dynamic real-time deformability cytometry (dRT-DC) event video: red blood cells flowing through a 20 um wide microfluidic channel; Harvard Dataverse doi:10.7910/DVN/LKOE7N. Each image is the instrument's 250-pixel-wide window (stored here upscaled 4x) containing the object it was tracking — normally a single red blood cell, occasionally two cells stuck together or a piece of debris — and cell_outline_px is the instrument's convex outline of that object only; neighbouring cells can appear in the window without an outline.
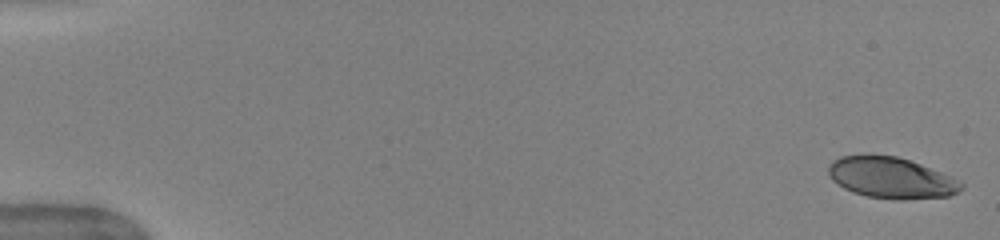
{"species": "human", "species_latin": "Homo sapiens", "temperature_condition": "warm", "stored_images_in_passage": 51, "camera_frame_rate_fps": 3000, "um_per_image_px": 0.085, "donor": {"sex": "female"}, "frame": {"image": 1, "passage_image": 1, "time_ms": 0.0, "image_size_px": [1000, 240], "cell_outline_px": [[964, 188], [948, 196], [904, 200], [896, 200], [868, 196], [852, 192], [844, 188], [832, 180], [828, 172], [828, 164], [832, 160], [840, 156], [896, 156], [920, 164], [952, 176], [964, 184]], "centroid_in_image_um": [75.75, 15.13], "position_along_channel_um": 9.2, "area_um2": 31.62}}
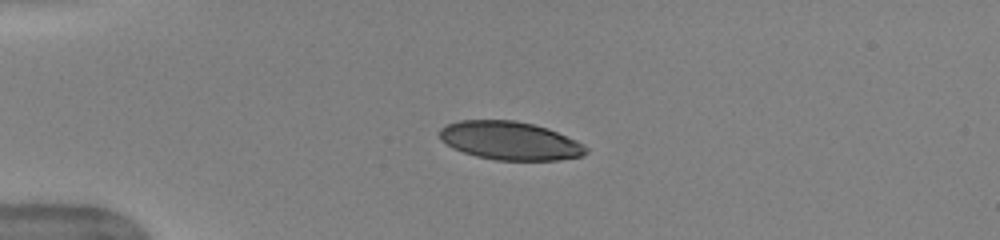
{"frame": {"image": 2, "passage_image": 13, "time_ms": 4.0, "image_size_px": [1000, 240], "cell_outline_px": [[588, 152], [580, 156], [560, 160], [496, 160], [476, 156], [452, 148], [440, 140], [440, 128], [448, 124], [460, 120], [516, 120], [548, 128], [576, 140], [588, 148]], "centroid_in_image_um": [43.34, 11.96], "position_along_channel_um": 41.7, "area_um2": 32.71}}
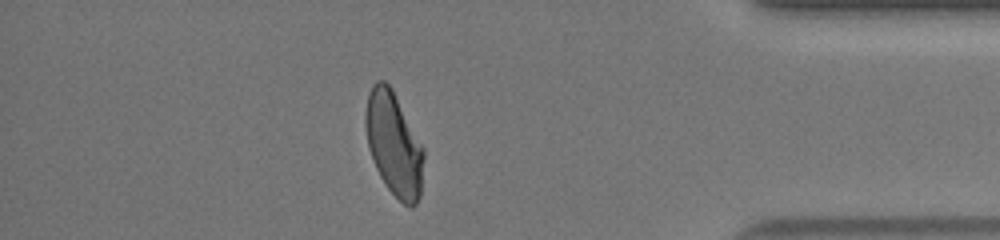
{"frame": {"image": 3, "passage_image": 45, "time_ms": 14.667, "image_size_px": [1000, 240], "cell_outline_px": [[424, 156], [420, 196], [416, 204], [412, 208], [404, 204], [388, 188], [380, 176], [376, 168], [368, 148], [364, 124], [364, 112], [368, 92], [372, 84], [376, 80], [384, 80], [392, 88], [424, 148]], "centroid_in_image_um": [33.46, 12.21], "position_along_channel_um": 401.7, "area_um2": 35.32}, "authors_computed_cell_mechanics": {"area_um2": 34.969, "velocity_mm_per_s": 3.9914, "shape_relaxation_time_tau1_ms": 5.3607, "shape_relaxation_time_tau2_ms": 1.2586, "deformation_change_tau1": 0.2009, "deformation_change_tau2": 0.0681}}